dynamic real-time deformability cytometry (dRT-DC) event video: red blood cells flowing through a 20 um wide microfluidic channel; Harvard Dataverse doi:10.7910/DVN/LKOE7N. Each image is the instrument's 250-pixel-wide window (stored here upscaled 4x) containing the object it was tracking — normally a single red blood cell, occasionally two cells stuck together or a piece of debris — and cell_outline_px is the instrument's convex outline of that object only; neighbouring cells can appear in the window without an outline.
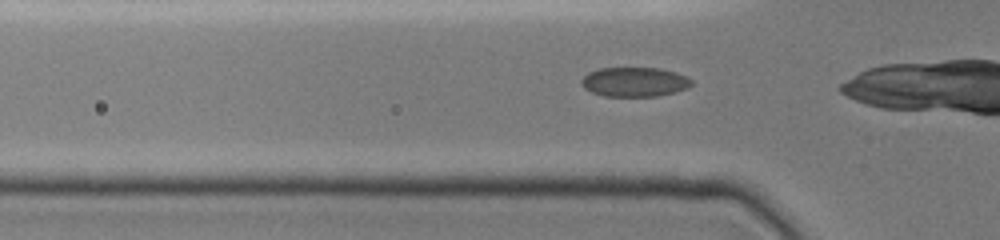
{"species": "common noctule bat (a hibernating species)", "species_latin": "Nyctalus noctula", "temperature_condition": "cold", "stored_images_in_passage": 29, "camera_frame_rate_fps": 3000, "um_per_image_px": 0.085, "animal": {"sex": "female", "body_mass_g": 19.0, "forearm_length_mm": 51.5}, "frame": {"image": 1, "passage_image": 10, "time_ms": 3.333, "image_size_px": [1000, 240], "cell_outline_px": [[692, 84], [688, 88], [676, 92], [656, 96], [604, 96], [592, 92], [584, 88], [580, 84], [580, 80], [588, 72], [600, 68], [660, 68], [676, 72], [692, 80]], "centroid_in_image_um": [53.92, 6.96], "position_along_channel_um": 71.9, "area_um2": 18.96}}
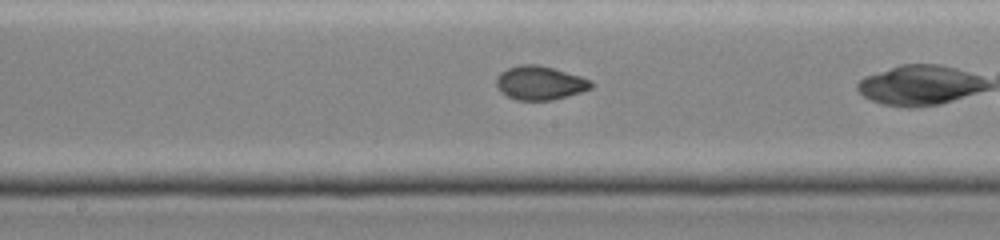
{"frame": {"image": 2, "passage_image": 19, "time_ms": 6.667, "image_size_px": [1000, 240], "cell_outline_px": [[596, 84], [592, 88], [568, 96], [552, 100], [516, 100], [500, 92], [496, 84], [496, 76], [500, 72], [508, 68], [520, 64], [540, 64], [580, 76], [592, 80]], "centroid_in_image_um": [45.9, 7.04], "position_along_channel_um": 202.3, "area_um2": 18.9}}
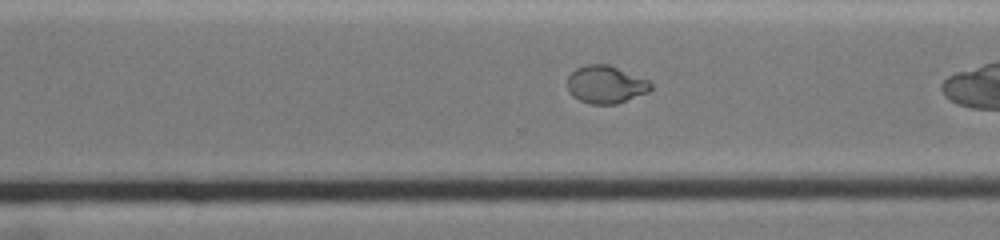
{"frame": {"image": 3, "passage_image": 27, "time_ms": 9.667, "image_size_px": [1000, 240], "cell_outline_px": [[652, 88], [648, 92], [616, 104], [592, 104], [580, 100], [572, 96], [568, 92], [568, 76], [576, 68], [588, 64], [608, 64], [648, 80], [652, 84]], "centroid_in_image_um": [51.47, 7.18], "position_along_channel_um": 319.1, "area_um2": 18.21}}